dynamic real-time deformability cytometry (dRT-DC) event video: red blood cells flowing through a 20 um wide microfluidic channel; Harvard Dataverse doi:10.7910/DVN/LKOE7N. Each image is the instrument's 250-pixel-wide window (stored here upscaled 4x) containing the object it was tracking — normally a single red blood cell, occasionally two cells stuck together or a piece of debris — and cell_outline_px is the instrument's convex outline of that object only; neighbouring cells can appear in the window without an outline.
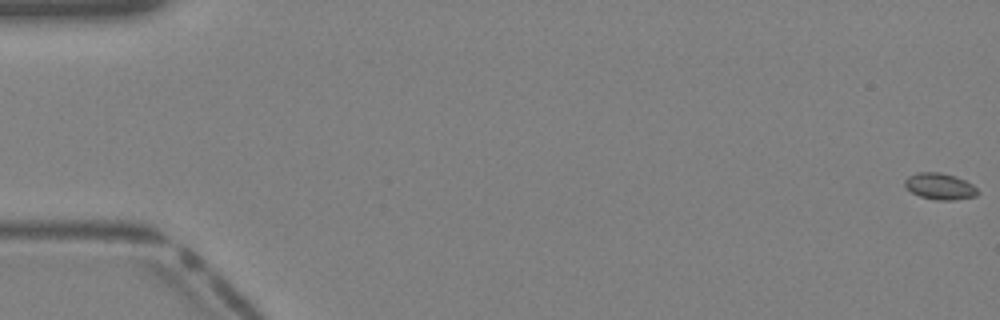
{"species": "Egyptian fruit bat (a non-hibernating species)", "species_latin": "Rousettus aegyptiacus", "temperature_condition": "warm", "stored_images_in_passage": 42, "camera_frame_rate_fps": 3000, "um_per_image_px": 0.085, "animal": {"sex": "female"}, "frame": {"image": 1, "passage_image": 1, "time_ms": 0.0, "image_size_px": [1000, 320], "cell_outline_px": [[980, 192], [976, 196], [952, 200], [936, 200], [920, 196], [904, 188], [904, 180], [908, 176], [916, 172], [940, 172], [956, 176], [972, 184]], "centroid_in_image_um": [79.86, 15.83], "position_along_channel_um": 5.1, "area_um2": 11.33}}
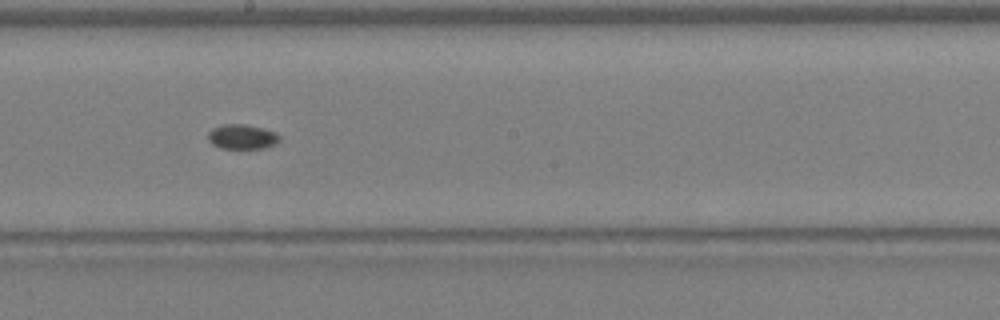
{"frame": {"image": 2, "passage_image": 24, "time_ms": 7.667, "image_size_px": [1000, 320], "cell_outline_px": [[280, 140], [276, 144], [264, 148], [220, 148], [212, 144], [208, 140], [208, 132], [212, 128], [224, 124], [244, 124], [276, 132], [280, 136]], "centroid_in_image_um": [20.57, 11.62], "position_along_channel_um": 227.6, "area_um2": 10.29}}
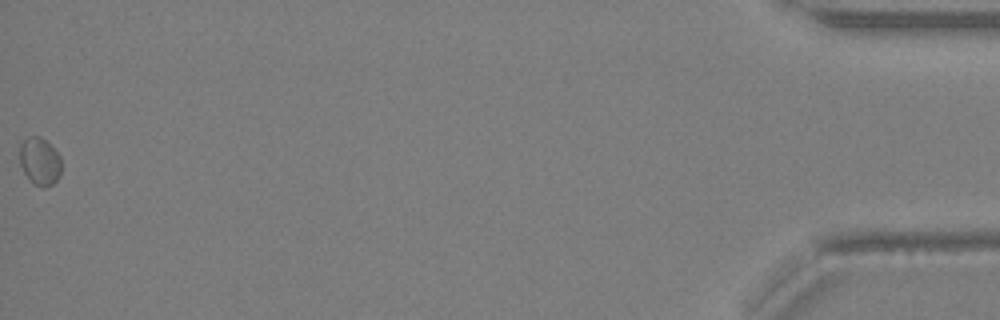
{"frame": {"image": 3, "passage_image": 42, "time_ms": 13.667, "image_size_px": [1000, 320], "cell_outline_px": [[60, 176], [52, 184], [44, 188], [36, 184], [24, 172], [20, 164], [20, 144], [28, 136], [40, 136], [60, 156]], "centroid_in_image_um": [3.37, 13.7], "position_along_channel_um": 431.8, "area_um2": 11.21}}